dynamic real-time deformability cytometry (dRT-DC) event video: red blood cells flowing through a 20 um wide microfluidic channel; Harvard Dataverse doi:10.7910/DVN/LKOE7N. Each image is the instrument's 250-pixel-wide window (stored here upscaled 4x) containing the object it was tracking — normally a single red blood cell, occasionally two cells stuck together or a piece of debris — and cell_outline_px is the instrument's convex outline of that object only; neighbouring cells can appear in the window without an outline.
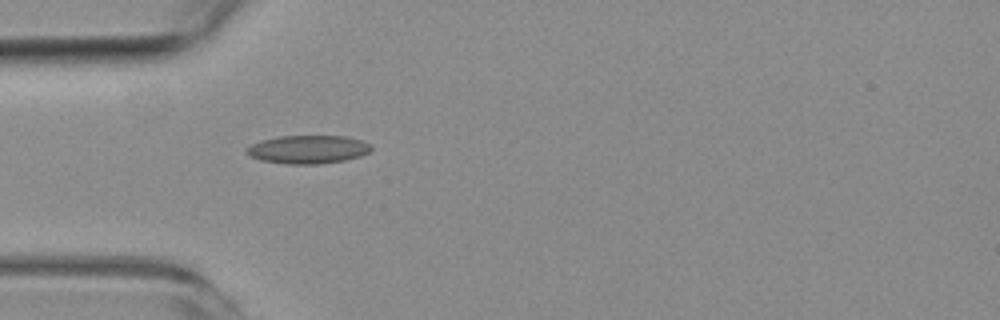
{"species": "common noctule bat (a hibernating species)", "species_latin": "Nyctalus noctula", "temperature_condition": "room temperature", "stored_images_in_passage": 1, "camera_frame_rate_fps": 3000, "um_per_image_px": 0.085, "animal": {"sex": "female", "body_mass_g": 19.3, "forearm_length_mm": 54.1}, "frame": {"image": 1, "passage_image": 1, "time_ms": 0.0, "image_size_px": [1000, 320], "cell_outline_px": [[372, 148], [368, 152], [360, 156], [344, 160], [320, 164], [284, 164], [260, 160], [244, 152], [252, 144], [260, 140], [280, 136], [344, 136], [360, 140], [372, 144]], "centroid_in_image_um": [26.18, 12.7], "position_along_channel_um": 58.8, "area_um2": 20.52}}